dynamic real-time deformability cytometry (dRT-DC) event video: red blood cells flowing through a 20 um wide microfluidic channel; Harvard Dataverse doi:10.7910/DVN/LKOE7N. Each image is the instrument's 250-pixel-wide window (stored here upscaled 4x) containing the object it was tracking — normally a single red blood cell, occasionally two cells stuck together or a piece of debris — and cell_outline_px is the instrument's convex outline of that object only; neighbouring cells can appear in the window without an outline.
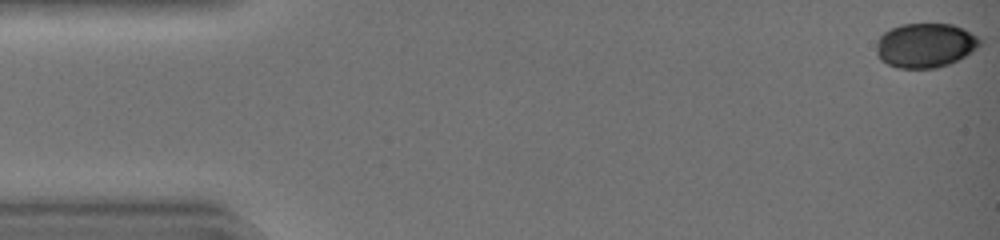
{"species": "common noctule bat (a hibernating species)", "species_latin": "Nyctalus noctula", "temperature_condition": "warm", "stored_images_in_passage": 43, "camera_frame_rate_fps": 3000, "um_per_image_px": 0.085, "animal": {"sex": "female", "body_mass_g": 19.0, "forearm_length_mm": 51.5}, "frame": {"image": 1, "passage_image": 1, "time_ms": 0.0, "image_size_px": [1000, 240], "cell_outline_px": [[984, 44], [972, 52], [948, 64], [936, 68], [900, 68], [888, 64], [880, 60], [876, 52], [876, 40], [884, 32], [900, 24], [952, 24], [964, 28], [984, 40]], "centroid_in_image_um": [78.67, 3.84], "position_along_channel_um": 6.3, "area_um2": 27.05}}
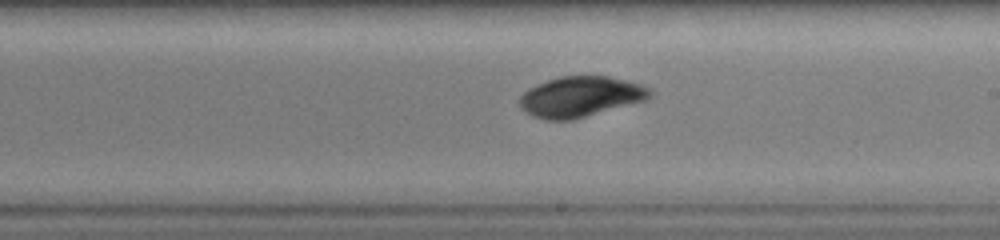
{"frame": {"image": 2, "passage_image": 26, "time_ms": 8.333, "image_size_px": [1000, 240], "cell_outline_px": [[656, 92], [652, 96], [644, 100], [572, 120], [544, 120], [532, 116], [520, 108], [520, 96], [528, 88], [536, 84], [560, 76], [608, 76], [628, 80], [652, 88]], "centroid_in_image_um": [49.35, 8.21], "position_along_channel_um": 239.6, "area_um2": 30.87}}
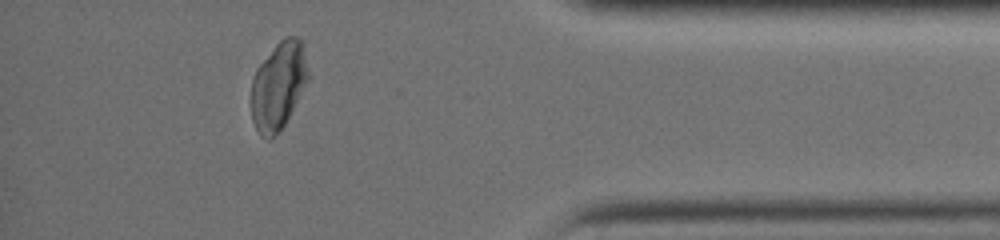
{"frame": {"image": 3, "passage_image": 39, "time_ms": 12.667, "image_size_px": [1000, 240], "cell_outline_px": [[312, 76], [284, 124], [276, 136], [268, 140], [256, 128], [252, 120], [252, 80], [256, 68], [276, 44], [284, 36], [296, 36], [304, 40]], "centroid_in_image_um": [23.74, 7.2], "position_along_channel_um": 411.5, "area_um2": 29.71}}